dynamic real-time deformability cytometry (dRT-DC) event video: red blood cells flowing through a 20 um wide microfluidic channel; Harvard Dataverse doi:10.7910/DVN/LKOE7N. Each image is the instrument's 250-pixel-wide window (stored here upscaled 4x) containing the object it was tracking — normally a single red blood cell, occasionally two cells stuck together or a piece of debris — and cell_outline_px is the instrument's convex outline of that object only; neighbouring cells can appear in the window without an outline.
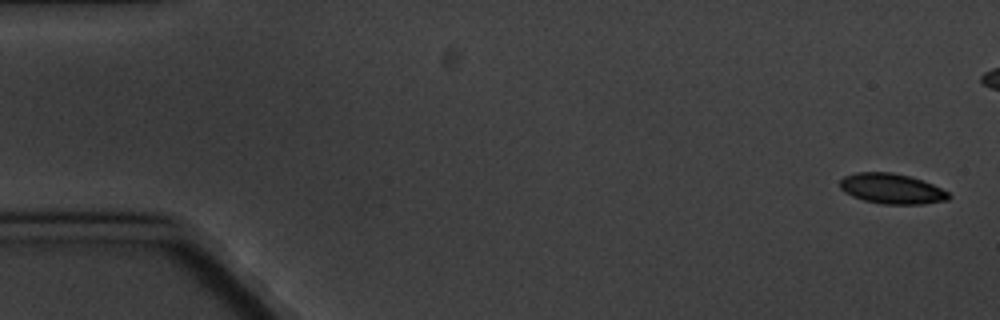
{"species": "common noctule bat (a hibernating species)", "species_latin": "Nyctalus noctula", "temperature_condition": "cold", "stored_images_in_passage": 6, "camera_frame_rate_fps": 3000, "um_per_image_px": 0.085, "animal": {"sex": "male", "body_mass_g": 20.1, "forearm_length_mm": 53.5}, "frame": {"image": 1, "passage_image": 1, "time_ms": 0.0, "image_size_px": [1000, 320], "cell_outline_px": [[952, 196], [948, 200], [924, 204], [880, 204], [864, 200], [852, 196], [844, 192], [840, 188], [840, 180], [844, 176], [856, 172], [892, 172], [908, 176], [932, 184], [948, 192]], "centroid_in_image_um": [75.78, 16.04], "position_along_channel_um": 9.2, "area_um2": 19.19}}